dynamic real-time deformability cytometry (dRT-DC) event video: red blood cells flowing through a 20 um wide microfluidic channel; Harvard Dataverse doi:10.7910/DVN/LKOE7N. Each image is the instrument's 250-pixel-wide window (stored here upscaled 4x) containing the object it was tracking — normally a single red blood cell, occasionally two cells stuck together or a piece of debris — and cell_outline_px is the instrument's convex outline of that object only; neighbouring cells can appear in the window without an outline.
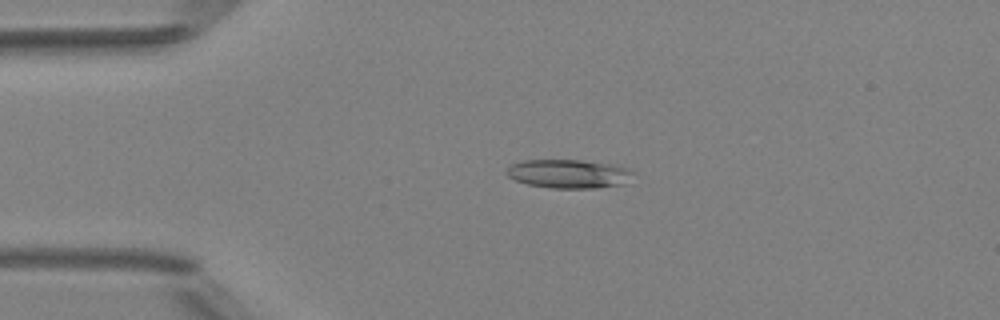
{"species": "Egyptian fruit bat (a non-hibernating species)", "species_latin": "Rousettus aegyptiacus", "temperature_condition": "room temperature", "stored_images_in_passage": 4, "camera_frame_rate_fps": 3000, "um_per_image_px": 0.085, "animal": {"sex": "female"}, "frame": {"image": 1, "passage_image": 3, "time_ms": 2.0, "image_size_px": [1000, 320], "cell_outline_px": [[636, 172], [624, 184], [592, 188], [552, 188], [528, 184], [516, 180], [508, 176], [504, 172], [512, 164], [524, 160], [580, 160], [612, 164], [628, 168]], "centroid_in_image_um": [48.35, 14.77], "position_along_channel_um": 36.6, "area_um2": 21.15}}